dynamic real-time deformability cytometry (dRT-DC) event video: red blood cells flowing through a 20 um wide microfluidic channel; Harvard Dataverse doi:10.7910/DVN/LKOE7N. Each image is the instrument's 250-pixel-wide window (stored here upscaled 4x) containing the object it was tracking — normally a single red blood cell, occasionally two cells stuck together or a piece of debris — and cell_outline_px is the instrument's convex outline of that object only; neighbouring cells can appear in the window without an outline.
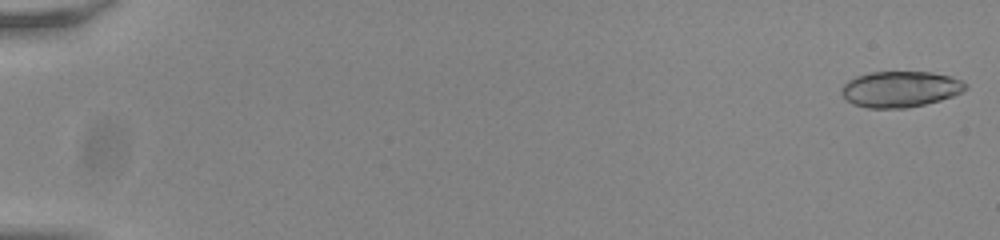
{"species": "common noctule bat (a hibernating species)", "species_latin": "Nyctalus noctula", "temperature_condition": "room temperature", "stored_images_in_passage": 23, "camera_frame_rate_fps": 3000, "um_per_image_px": 0.085, "animal": {"sex": "male", "body_mass_g": 20.0, "forearm_length_mm": 53.3}, "frame": {"image": 1, "passage_image": 1, "time_ms": 0.0, "image_size_px": [1000, 240], "cell_outline_px": [[968, 88], [952, 96], [940, 100], [908, 108], [868, 108], [852, 104], [844, 100], [840, 92], [840, 88], [848, 80], [856, 76], [872, 72], [932, 72], [964, 80], [968, 84]], "centroid_in_image_um": [76.49, 7.58], "position_along_channel_um": 8.5, "area_um2": 26.24}}
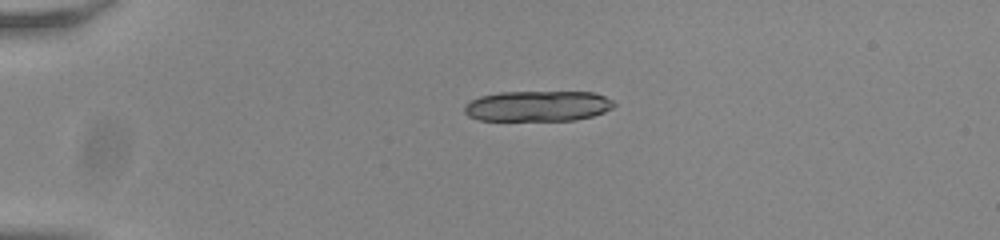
{"frame": {"image": 2, "passage_image": 14, "time_ms": 4.333, "image_size_px": [1000, 240], "cell_outline_px": [[616, 104], [612, 108], [604, 112], [592, 116], [576, 120], [480, 120], [468, 116], [464, 112], [464, 104], [480, 96], [500, 92], [592, 92], [604, 96], [612, 100]], "centroid_in_image_um": [45.7, 9.01], "position_along_channel_um": 39.3, "area_um2": 26.65}}